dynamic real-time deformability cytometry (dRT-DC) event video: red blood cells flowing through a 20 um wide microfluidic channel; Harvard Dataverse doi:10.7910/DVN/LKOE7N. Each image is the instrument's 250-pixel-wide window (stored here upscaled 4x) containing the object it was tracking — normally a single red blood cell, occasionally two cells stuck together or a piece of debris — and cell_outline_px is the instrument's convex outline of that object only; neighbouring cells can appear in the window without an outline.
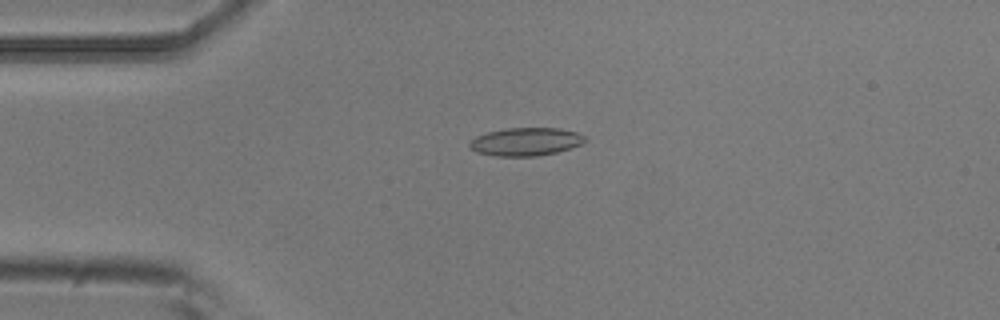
{"species": "common noctule bat (a hibernating species)", "species_latin": "Nyctalus noctula", "temperature_condition": "room temperature", "stored_images_in_passage": 5, "camera_frame_rate_fps": 3000, "um_per_image_px": 0.085, "animal": {"sex": "male", "body_mass_g": 20.5, "forearm_length_mm": 52.5}, "frame": {"image": 1, "passage_image": 2, "time_ms": 0.333, "image_size_px": [1000, 320], "cell_outline_px": [[588, 140], [580, 144], [556, 152], [536, 156], [496, 156], [476, 152], [468, 144], [476, 136], [488, 132], [508, 128], [556, 128], [576, 132], [584, 136]], "centroid_in_image_um": [44.68, 12.04], "position_along_channel_um": 40.3, "area_um2": 18.61}}
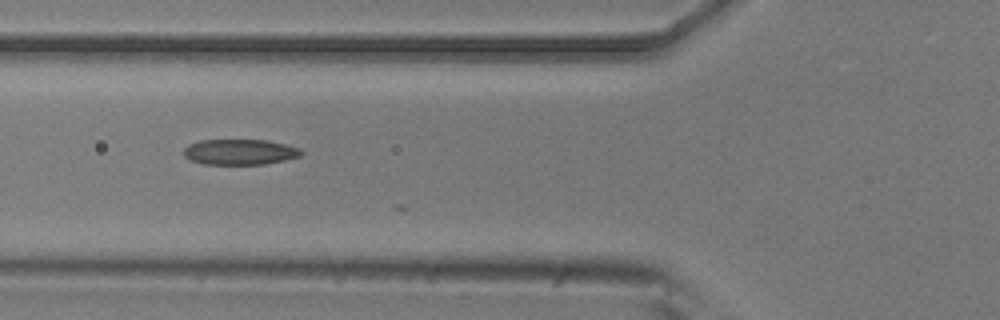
{"frame": {"image": 2, "passage_image": 4, "time_ms": 1.0, "image_size_px": [1000, 320], "cell_outline_px": [[304, 152], [300, 156], [284, 160], [264, 164], [204, 164], [188, 160], [184, 156], [184, 148], [188, 144], [200, 140], [268, 140], [300, 148]], "centroid_in_image_um": [20.36, 12.91], "position_along_channel_um": 105.4, "area_um2": 17.57}}